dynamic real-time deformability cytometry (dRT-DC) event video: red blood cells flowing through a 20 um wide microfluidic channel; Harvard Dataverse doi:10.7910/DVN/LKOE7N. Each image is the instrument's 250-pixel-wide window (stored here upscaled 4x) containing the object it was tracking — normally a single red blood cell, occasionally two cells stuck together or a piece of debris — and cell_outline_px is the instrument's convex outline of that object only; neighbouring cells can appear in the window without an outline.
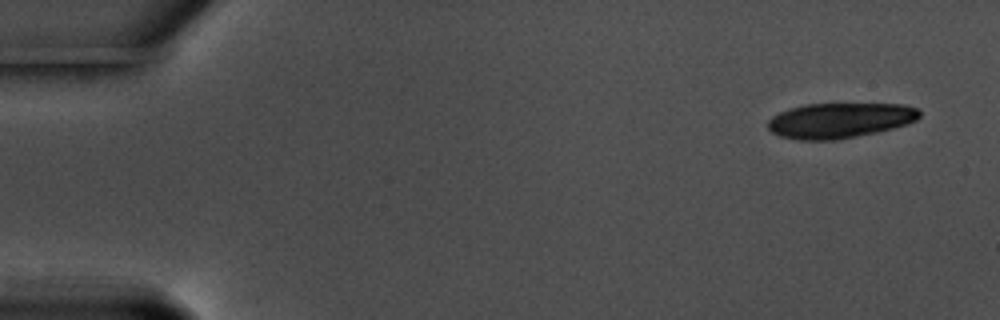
{"species": "common noctule bat (a hibernating species)", "species_latin": "Nyctalus noctula", "temperature_condition": "warm", "stored_images_in_passage": 19, "camera_frame_rate_fps": 3000, "um_per_image_px": 0.085, "animal": {"sex": "male", "body_mass_g": 17.5, "forearm_length_mm": 52.3}, "frame": {"image": 1, "passage_image": 1, "time_ms": 0.0, "image_size_px": [1000, 320], "cell_outline_px": [[920, 116], [916, 120], [892, 128], [876, 132], [836, 140], [800, 140], [780, 136], [772, 132], [768, 128], [768, 120], [772, 116], [788, 108], [804, 104], [904, 104], [916, 108], [920, 112]], "centroid_in_image_um": [71.34, 10.23], "position_along_channel_um": 13.7, "area_um2": 30.98}}